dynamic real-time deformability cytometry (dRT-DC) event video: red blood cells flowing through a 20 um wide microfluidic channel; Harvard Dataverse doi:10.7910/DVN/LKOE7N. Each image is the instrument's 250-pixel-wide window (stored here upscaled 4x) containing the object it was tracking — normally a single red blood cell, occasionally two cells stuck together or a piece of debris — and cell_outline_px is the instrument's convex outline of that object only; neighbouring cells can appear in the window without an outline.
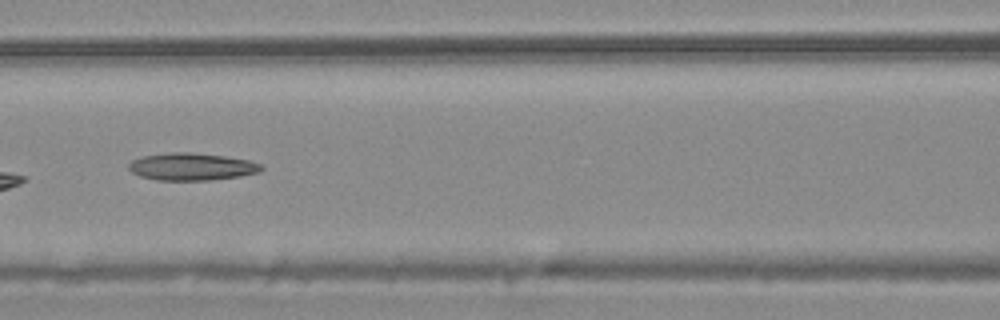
{"species": "common noctule bat (a hibernating species)", "species_latin": "Nyctalus noctula", "temperature_condition": "warm", "stored_images_in_passage": 24, "camera_frame_rate_fps": 3000, "um_per_image_px": 0.085, "animal": {"sex": "male", "body_mass_g": 20.4}, "frame": {"image": 1, "passage_image": 8, "time_ms": 2.333, "image_size_px": [1000, 320], "cell_outline_px": [[264, 168], [260, 172], [240, 176], [208, 180], [156, 180], [140, 176], [132, 172], [128, 168], [128, 164], [132, 160], [144, 156], [172, 152], [188, 152], [224, 156], [248, 160], [260, 164]], "centroid_in_image_um": [16.29, 14.17], "position_along_channel_um": 150.3, "area_um2": 20.98}}
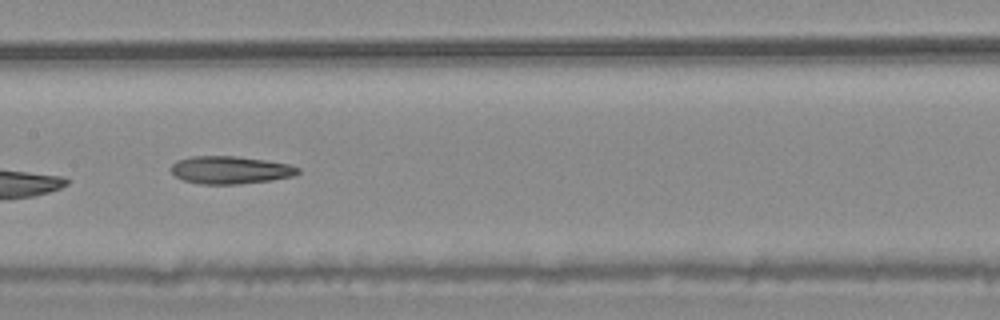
{"frame": {"image": 2, "passage_image": 11, "time_ms": 3.333, "image_size_px": [1000, 320], "cell_outline_px": [[300, 172], [296, 176], [272, 180], [236, 184], [200, 184], [184, 180], [176, 176], [172, 172], [172, 164], [176, 160], [192, 156], [236, 156], [264, 160], [288, 164], [300, 168]], "centroid_in_image_um": [19.6, 14.45], "position_along_channel_um": 187.8, "area_um2": 20.46}}
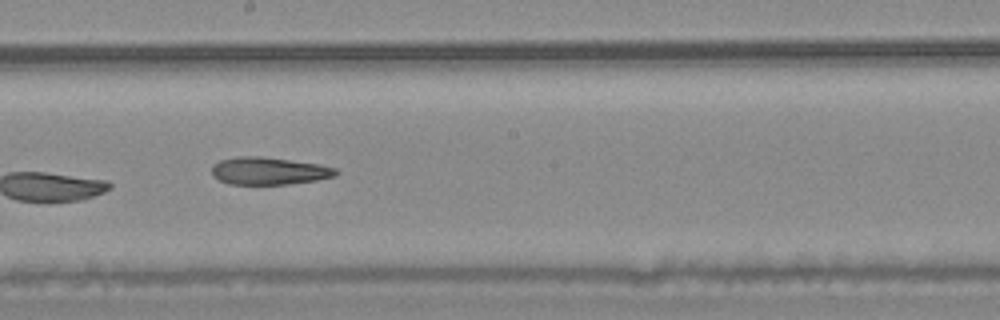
{"frame": {"image": 3, "passage_image": 14, "time_ms": 4.333, "image_size_px": [1000, 320], "cell_outline_px": [[340, 172], [336, 176], [316, 180], [288, 184], [228, 184], [220, 180], [212, 172], [212, 164], [220, 160], [240, 156], [260, 156], [320, 164], [336, 168]], "centroid_in_image_um": [22.89, 14.52], "position_along_channel_um": 225.3, "area_um2": 19.83}}